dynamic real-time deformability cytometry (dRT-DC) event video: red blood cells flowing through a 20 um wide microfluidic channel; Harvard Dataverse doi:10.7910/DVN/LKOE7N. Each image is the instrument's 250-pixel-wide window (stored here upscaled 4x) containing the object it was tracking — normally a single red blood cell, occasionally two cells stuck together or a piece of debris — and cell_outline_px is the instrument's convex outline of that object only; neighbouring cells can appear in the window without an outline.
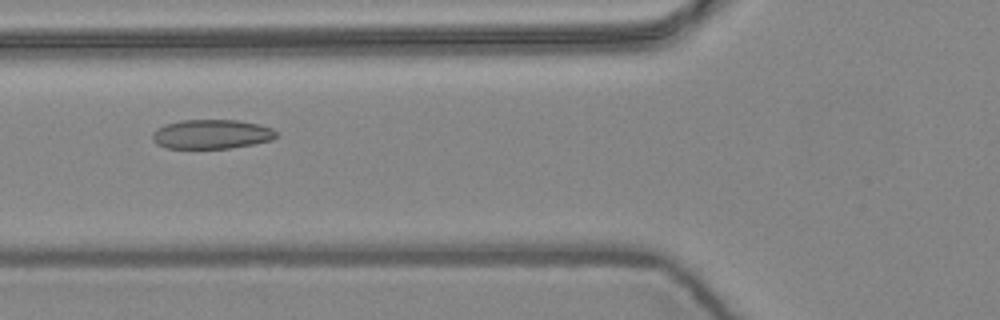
{"species": "common noctule bat (a hibernating species)", "species_latin": "Nyctalus noctula", "temperature_condition": "warm", "stored_images_in_passage": 10, "camera_frame_rate_fps": 3000, "um_per_image_px": 0.085, "animal": {"sex": "female", "body_mass_g": 24.6, "forearm_length_mm": 56.2}, "frame": {"image": 1, "passage_image": 6, "time_ms": 1.667, "image_size_px": [1000, 320], "cell_outline_px": [[276, 136], [272, 140], [252, 144], [228, 148], [164, 148], [156, 144], [152, 140], [152, 132], [156, 128], [164, 124], [180, 120], [236, 120], [260, 124], [272, 128], [276, 132]], "centroid_in_image_um": [17.93, 11.4], "position_along_channel_um": 107.9, "area_um2": 21.27}}
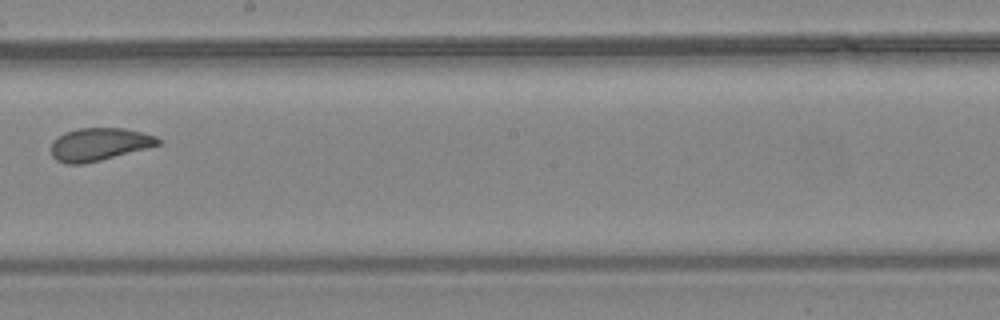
{"frame": {"image": 2, "passage_image": 9, "time_ms": 2.667, "image_size_px": [1000, 320], "cell_outline_px": [[160, 144], [148, 148], [84, 164], [64, 164], [56, 160], [52, 156], [52, 140], [56, 136], [64, 132], [76, 128], [124, 128], [156, 136], [160, 140]], "centroid_in_image_um": [8.39, 12.26], "position_along_channel_um": 239.8, "area_um2": 20.52}}
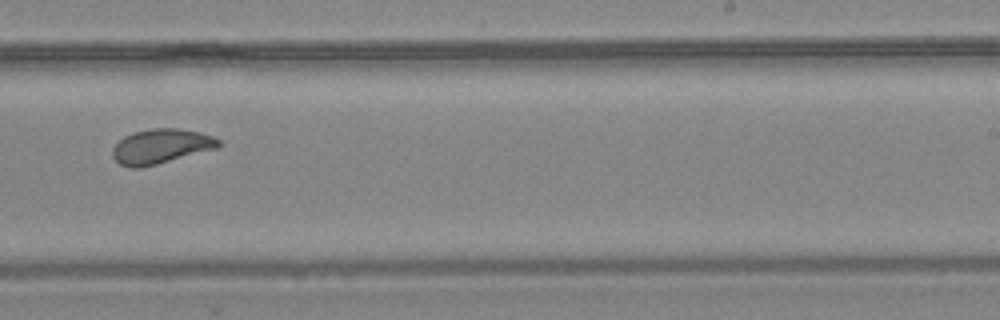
{"frame": {"image": 3, "passage_image": 10, "time_ms": 3.0, "image_size_px": [1000, 320], "cell_outline_px": [[220, 144], [216, 148], [156, 164], [140, 168], [128, 168], [120, 164], [112, 156], [112, 148], [124, 136], [132, 132], [152, 128], [176, 128], [200, 132], [212, 136], [220, 140]], "centroid_in_image_um": [13.64, 12.43], "position_along_channel_um": 275.4, "area_um2": 21.27}}